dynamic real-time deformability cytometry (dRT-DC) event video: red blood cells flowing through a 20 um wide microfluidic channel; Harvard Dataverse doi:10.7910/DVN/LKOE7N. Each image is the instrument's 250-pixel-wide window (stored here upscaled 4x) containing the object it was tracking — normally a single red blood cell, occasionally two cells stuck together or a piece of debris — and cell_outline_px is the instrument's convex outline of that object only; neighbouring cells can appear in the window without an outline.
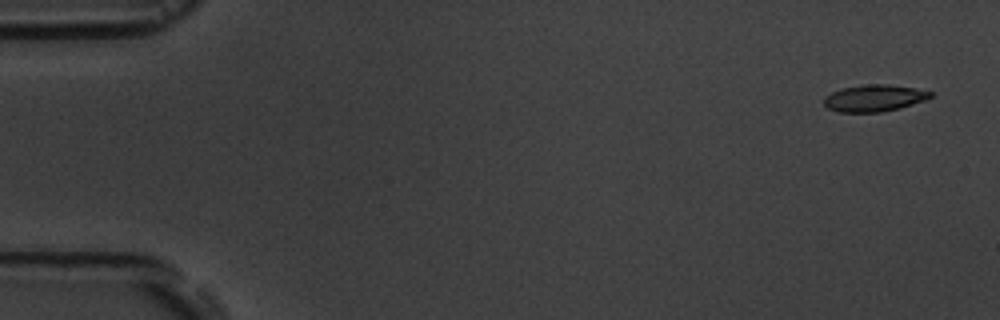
{"species": "common noctule bat (a hibernating species)", "species_latin": "Nyctalus noctula", "temperature_condition": "room temperature", "stored_images_in_passage": 5, "camera_frame_rate_fps": 3000, "um_per_image_px": 0.085, "animal": {"sex": "male", "body_mass_g": 19.5, "forearm_length_mm": 54.6}, "frame": {"image": 1, "passage_image": 1, "time_ms": 0.0, "image_size_px": [1000, 320], "cell_outline_px": [[932, 96], [924, 100], [900, 108], [880, 112], [840, 112], [828, 108], [824, 104], [824, 96], [840, 88], [868, 84], [888, 84], [916, 88], [932, 92]], "centroid_in_image_um": [74.29, 8.33], "position_along_channel_um": 10.7, "area_um2": 16.59}}
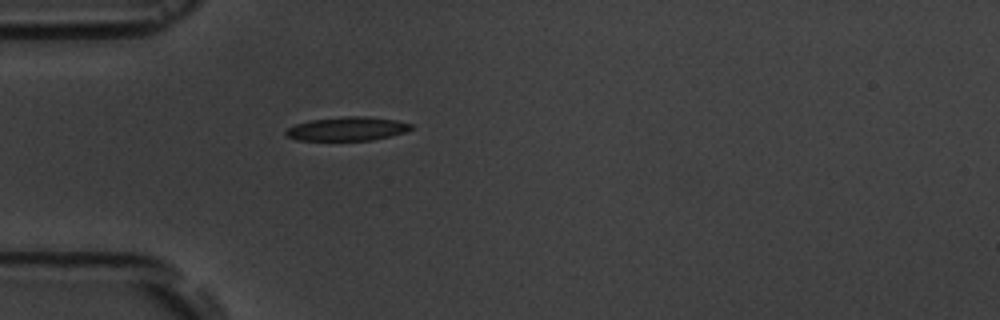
{"frame": {"image": 2, "passage_image": 5, "time_ms": 4.667, "image_size_px": [1000, 320], "cell_outline_px": [[412, 128], [404, 132], [372, 140], [296, 140], [288, 136], [284, 132], [288, 128], [296, 124], [308, 120], [344, 116], [368, 116], [396, 120], [412, 124]], "centroid_in_image_um": [29.49, 10.94], "position_along_channel_um": 55.5, "area_um2": 17.28}}